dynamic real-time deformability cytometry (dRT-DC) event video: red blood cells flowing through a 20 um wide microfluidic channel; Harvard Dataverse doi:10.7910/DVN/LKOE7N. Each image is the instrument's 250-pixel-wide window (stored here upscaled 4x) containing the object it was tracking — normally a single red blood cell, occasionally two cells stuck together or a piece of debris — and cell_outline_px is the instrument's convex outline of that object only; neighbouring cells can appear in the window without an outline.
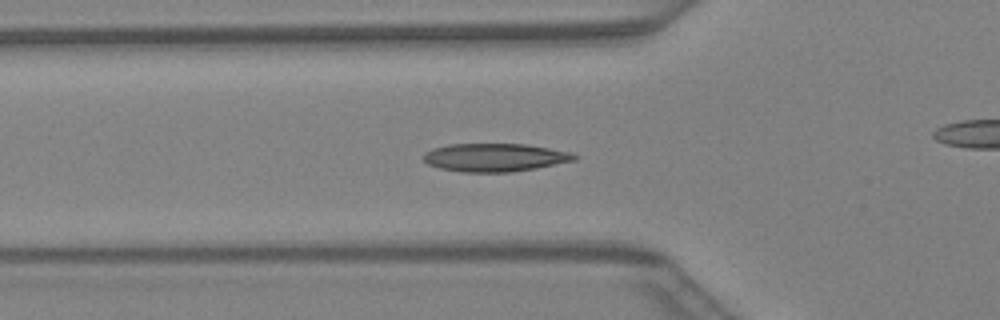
{"species": "Egyptian fruit bat (a non-hibernating species)", "species_latin": "Rousettus aegyptiacus", "temperature_condition": "warm", "stored_images_in_passage": 43, "camera_frame_rate_fps": 3000, "um_per_image_px": 0.085, "animal": {"sex": "female"}, "frame": {"image": 1, "passage_image": 15, "time_ms": 4.667, "image_size_px": [1000, 320], "cell_outline_px": [[580, 156], [576, 160], [536, 168], [512, 172], [460, 172], [440, 168], [428, 164], [424, 160], [424, 152], [432, 148], [448, 144], [524, 144], [572, 152]], "centroid_in_image_um": [42.07, 13.38], "position_along_channel_um": 83.7, "area_um2": 24.85}}
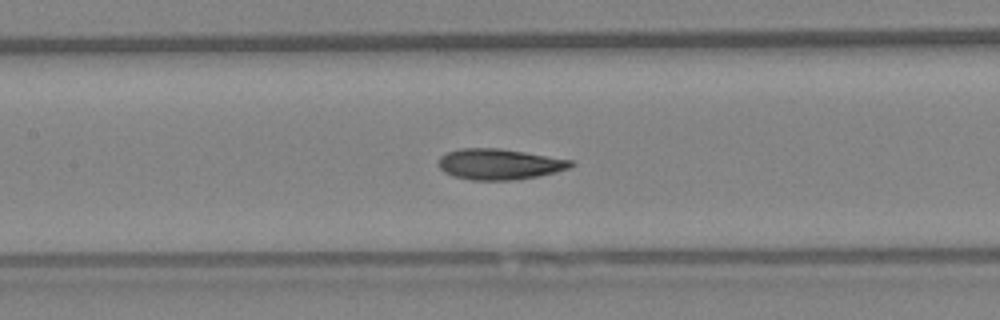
{"frame": {"image": 2, "passage_image": 20, "time_ms": 6.333, "image_size_px": [1000, 320], "cell_outline_px": [[576, 164], [568, 168], [556, 172], [540, 176], [512, 180], [472, 180], [452, 176], [444, 172], [440, 168], [440, 156], [448, 152], [460, 148], [500, 148], [572, 160]], "centroid_in_image_um": [42.46, 13.96], "position_along_channel_um": 164.9, "area_um2": 23.7}}
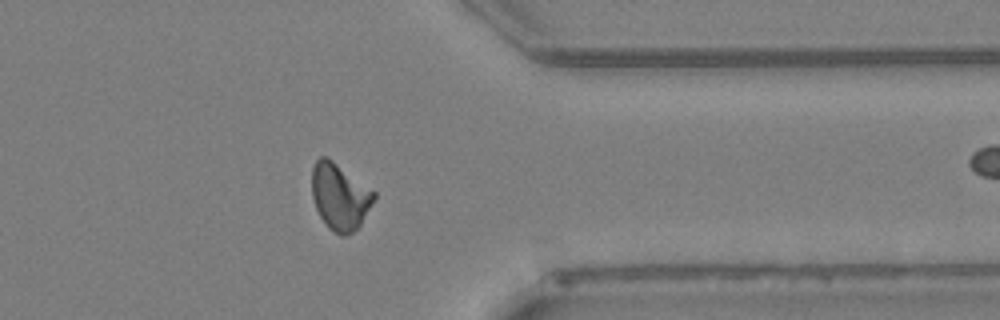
{"frame": {"image": 3, "passage_image": 34, "time_ms": 11.0, "image_size_px": [1000, 320], "cell_outline_px": [[376, 196], [360, 224], [352, 232], [344, 236], [340, 236], [332, 232], [328, 228], [320, 216], [316, 208], [312, 196], [312, 168], [316, 160], [320, 156], [324, 156], [332, 160], [376, 192]], "centroid_in_image_um": [28.86, 16.71], "position_along_channel_um": 382.5, "area_um2": 23.87}}